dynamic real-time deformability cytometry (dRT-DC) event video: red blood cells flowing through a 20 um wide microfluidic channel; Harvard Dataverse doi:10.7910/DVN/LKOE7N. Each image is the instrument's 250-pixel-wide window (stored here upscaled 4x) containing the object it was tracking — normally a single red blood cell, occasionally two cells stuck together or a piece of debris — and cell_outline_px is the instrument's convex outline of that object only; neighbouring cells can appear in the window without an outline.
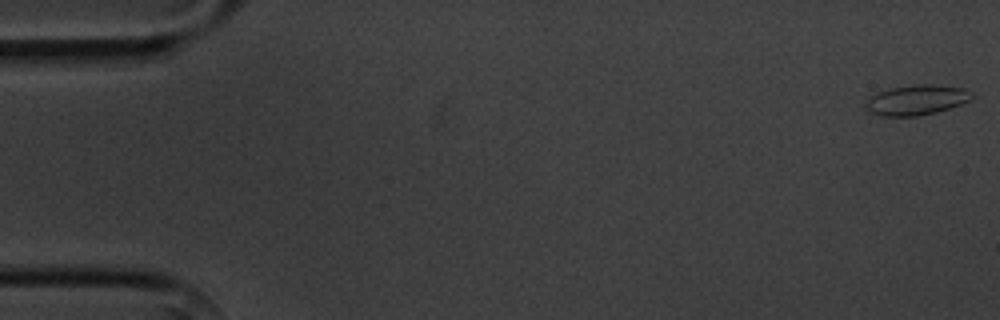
{"species": "common noctule bat (a hibernating species)", "species_latin": "Nyctalus noctula", "temperature_condition": "cold", "stored_images_in_passage": 4, "camera_frame_rate_fps": 3000, "um_per_image_px": 0.085, "animal": {"sex": "male", "body_mass_g": 20.1, "forearm_length_mm": 53.5}, "frame": {"image": 1, "passage_image": 1, "time_ms": 0.0, "image_size_px": [1000, 320], "cell_outline_px": [[976, 96], [960, 104], [936, 112], [916, 116], [880, 116], [864, 108], [864, 104], [872, 96], [880, 92], [892, 88], [916, 84], [932, 84], [964, 88], [972, 92]], "centroid_in_image_um": [77.92, 8.49], "position_along_channel_um": 7.1, "area_um2": 18.44}}